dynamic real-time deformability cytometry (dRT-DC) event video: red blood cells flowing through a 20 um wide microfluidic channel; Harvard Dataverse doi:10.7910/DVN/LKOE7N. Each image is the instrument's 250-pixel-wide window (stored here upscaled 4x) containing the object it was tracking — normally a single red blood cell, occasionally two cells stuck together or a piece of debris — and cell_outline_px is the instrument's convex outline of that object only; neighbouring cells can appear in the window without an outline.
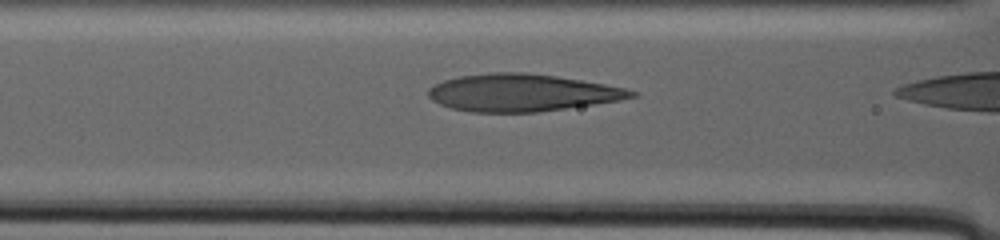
{"species": "human", "species_latin": "Homo sapiens", "temperature_condition": "warm", "stored_images_in_passage": 8, "camera_frame_rate_fps": 3000, "um_per_image_px": 0.085, "donor": {"sex": "male"}, "frame": {"image": 1, "passage_image": 7, "time_ms": 2.667, "image_size_px": [1000, 240], "cell_outline_px": [[636, 96], [620, 100], [540, 112], [468, 112], [452, 108], [440, 104], [432, 100], [428, 96], [428, 88], [444, 80], [460, 76], [492, 72], [524, 72], [556, 76], [604, 84], [624, 88], [636, 92]], "centroid_in_image_um": [44.33, 7.88], "position_along_channel_um": 122.3, "area_um2": 43.93}}